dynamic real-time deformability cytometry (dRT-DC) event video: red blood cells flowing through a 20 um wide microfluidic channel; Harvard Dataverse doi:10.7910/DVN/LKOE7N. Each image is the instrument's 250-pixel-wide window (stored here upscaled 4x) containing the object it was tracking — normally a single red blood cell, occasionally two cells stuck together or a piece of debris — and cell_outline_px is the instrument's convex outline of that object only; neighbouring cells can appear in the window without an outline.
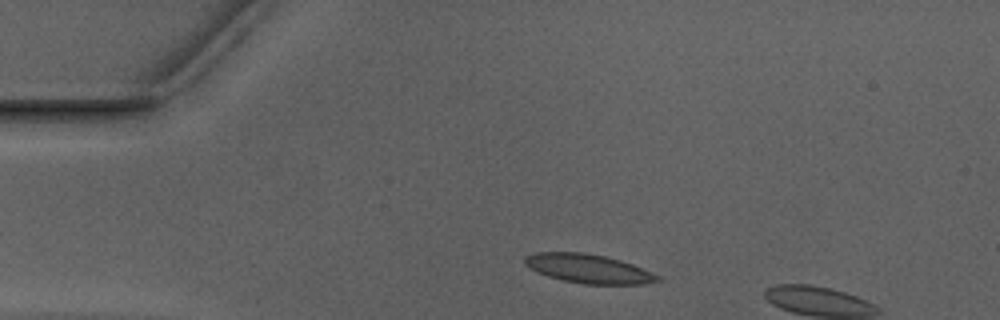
{"species": "Egyptian fruit bat (a non-hibernating species)", "species_latin": "Rousettus aegyptiacus", "temperature_condition": "warm", "stored_images_in_passage": 7, "camera_frame_rate_fps": 3000, "um_per_image_px": 0.085, "animal": {"sex": "male"}, "frame": {"image": 1, "passage_image": 4, "time_ms": 1.0, "image_size_px": [1000, 320], "cell_outline_px": [[660, 280], [644, 284], [584, 284], [564, 280], [548, 276], [536, 272], [528, 268], [524, 264], [524, 256], [536, 252], [584, 252], [604, 256], [620, 260], [632, 264], [660, 276]], "centroid_in_image_um": [49.97, 22.83], "position_along_channel_um": 35.0, "area_um2": 22.37}}